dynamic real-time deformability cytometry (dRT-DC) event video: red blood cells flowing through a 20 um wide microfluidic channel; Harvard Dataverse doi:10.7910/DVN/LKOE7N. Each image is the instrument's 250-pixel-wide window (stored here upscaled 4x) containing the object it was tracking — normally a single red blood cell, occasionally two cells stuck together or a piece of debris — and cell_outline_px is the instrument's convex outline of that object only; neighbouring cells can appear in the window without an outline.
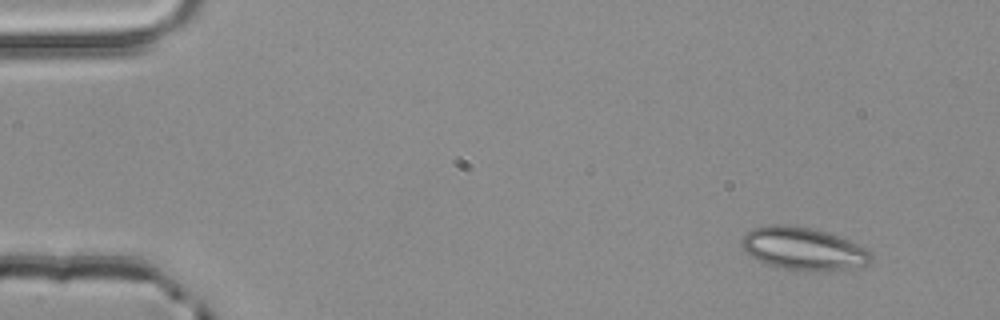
{"species": "common noctule bat (a hibernating species)", "species_latin": "Nyctalus noctula", "temperature_condition": "room temperature", "stored_images_in_passage": 3, "camera_frame_rate_fps": 3000, "um_per_image_px": 0.085, "animal": {"sex": "male", "body_mass_g": 20.4}, "frame": {"image": 1, "passage_image": 1, "time_ms": 0.0, "image_size_px": [1000, 320], "cell_outline_px": [[872, 260], [868, 264], [824, 272], [776, 268], [764, 264], [752, 256], [740, 244], [740, 240], [748, 232], [756, 228], [772, 224], [784, 224], [812, 228], [848, 240], [872, 252]], "centroid_in_image_um": [68.27, 21.16], "position_along_channel_um": 16.7, "area_um2": 31.96}}